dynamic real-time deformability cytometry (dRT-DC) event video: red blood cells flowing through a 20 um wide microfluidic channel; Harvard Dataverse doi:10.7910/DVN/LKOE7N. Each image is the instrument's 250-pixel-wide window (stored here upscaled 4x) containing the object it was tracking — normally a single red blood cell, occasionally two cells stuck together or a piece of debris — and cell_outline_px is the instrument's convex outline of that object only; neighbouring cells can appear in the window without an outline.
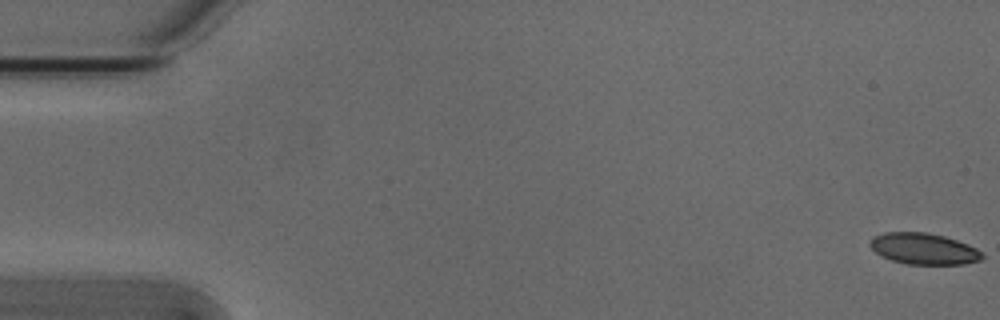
{"species": "Egyptian fruit bat (a non-hibernating species)", "species_latin": "Rousettus aegyptiacus", "temperature_condition": "cold", "stored_images_in_passage": 55, "camera_frame_rate_fps": 3000, "um_per_image_px": 0.085, "animal": {"sex": "male"}, "frame": {"image": 1, "passage_image": 1, "time_ms": 0.0, "image_size_px": [1000, 320], "cell_outline_px": [[984, 256], [980, 260], [964, 264], [908, 264], [892, 260], [880, 256], [868, 244], [872, 236], [884, 232], [928, 232], [944, 236], [968, 244], [984, 252]], "centroid_in_image_um": [78.51, 21.13], "position_along_channel_um": 6.5, "area_um2": 20.58}}
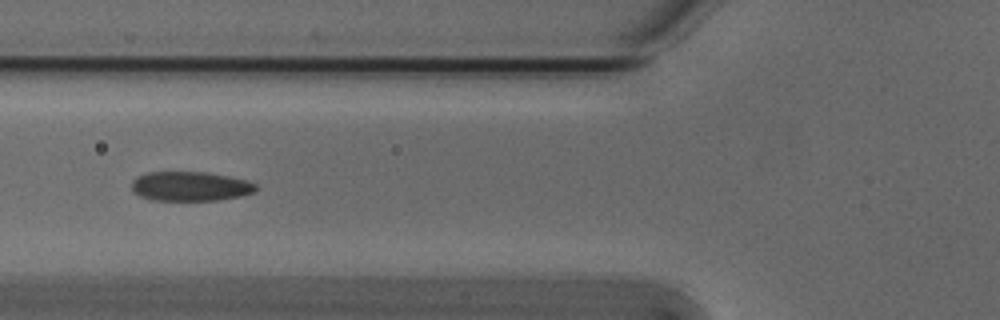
{"frame": {"image": 2, "passage_image": 21, "time_ms": 6.667, "image_size_px": [1000, 320], "cell_outline_px": [[260, 188], [256, 192], [240, 196], [216, 200], [148, 200], [132, 192], [132, 180], [136, 176], [148, 172], [204, 172], [228, 176], [248, 180], [256, 184]], "centroid_in_image_um": [16.18, 15.83], "position_along_channel_um": 109.6, "area_um2": 21.56}}
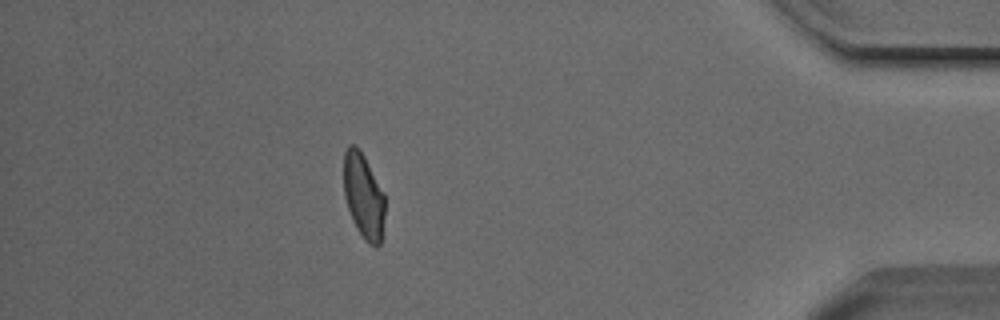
{"frame": {"image": 3, "passage_image": 48, "time_ms": 15.667, "image_size_px": [1000, 320], "cell_outline_px": [[384, 236], [380, 244], [376, 248], [368, 244], [364, 240], [356, 228], [352, 220], [344, 196], [344, 152], [348, 144], [356, 144], [364, 156], [384, 192]], "centroid_in_image_um": [30.91, 16.7], "position_along_channel_um": 404.3, "area_um2": 20.87}, "authors_computed_cell_mechanics": {"area_um2": 21.5594, "velocity_mm_per_s": 3.8236, "shape_relaxation_time_tau1_ms": 4.857, "shape_relaxation_time_tau2_ms": 1.4537, "deformation_change_tau1": 0.125, "deformation_change_tau2": 0.0601}}